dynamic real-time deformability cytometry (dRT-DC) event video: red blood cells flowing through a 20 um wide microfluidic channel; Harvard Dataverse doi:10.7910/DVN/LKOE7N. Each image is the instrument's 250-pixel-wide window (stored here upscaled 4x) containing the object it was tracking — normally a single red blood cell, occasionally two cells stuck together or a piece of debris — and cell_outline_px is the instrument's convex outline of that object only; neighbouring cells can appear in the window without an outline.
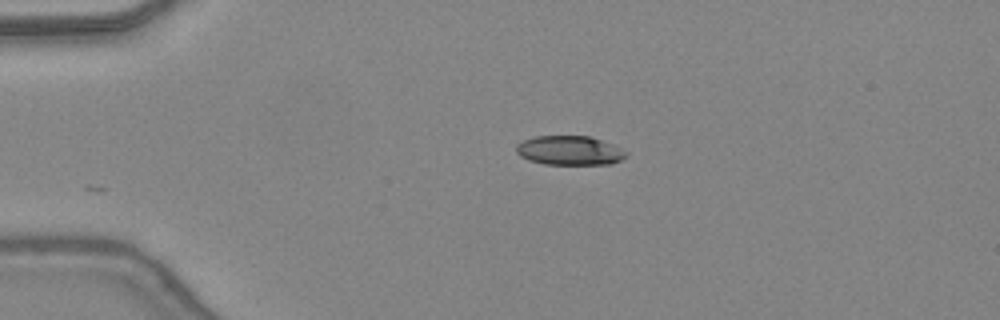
{"species": "common noctule bat (a hibernating species)", "species_latin": "Nyctalus noctula", "temperature_condition": "warm", "stored_images_in_passage": 27, "camera_frame_rate_fps": 3000, "um_per_image_px": 0.085, "animal": {"sex": "female", "body_mass_g": 24.6, "forearm_length_mm": 56.2}, "frame": {"image": 1, "passage_image": 1, "time_ms": 0.0, "image_size_px": [1000, 320], "cell_outline_px": [[628, 156], [612, 164], [544, 164], [528, 160], [520, 156], [516, 152], [516, 144], [520, 140], [532, 136], [588, 136], [612, 144], [628, 152]], "centroid_in_image_um": [48.38, 12.79], "position_along_channel_um": 36.6, "area_um2": 18.9}}
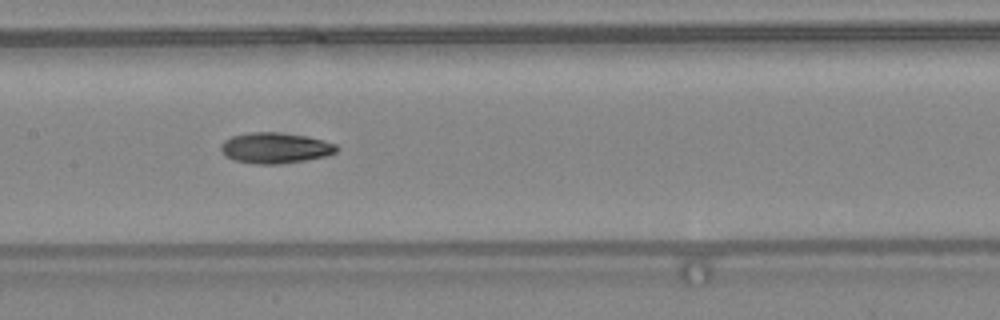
{"frame": {"image": 2, "passage_image": 14, "time_ms": 4.333, "image_size_px": [1000, 320], "cell_outline_px": [[340, 148], [336, 152], [328, 156], [280, 164], [256, 164], [232, 160], [224, 156], [220, 148], [220, 144], [224, 140], [232, 136], [248, 132], [276, 132], [308, 136], [324, 140], [336, 144]], "centroid_in_image_um": [23.39, 12.57], "position_along_channel_um": 184.0, "area_um2": 21.04}}
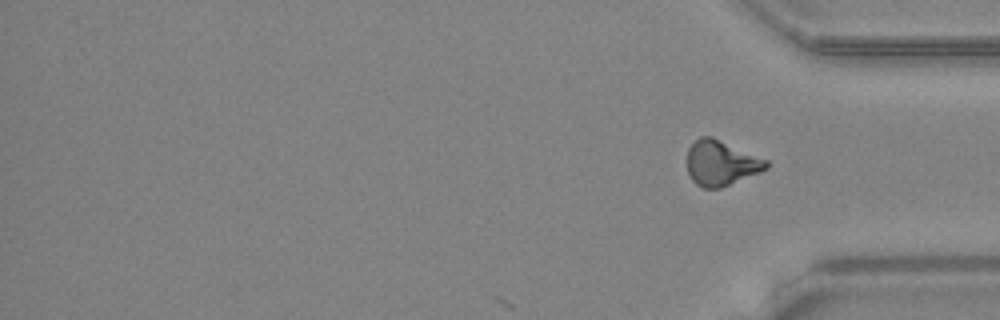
{"frame": {"image": 3, "passage_image": 27, "time_ms": 8.667, "image_size_px": [1000, 320], "cell_outline_px": [[768, 168], [760, 172], [720, 188], [704, 188], [696, 184], [692, 180], [688, 172], [688, 148], [700, 136], [712, 136], [768, 160]], "centroid_in_image_um": [61.29, 13.85], "position_along_channel_um": 373.9, "area_um2": 20.69}, "authors_computed_cell_mechanics": {"area_um2": 19.9988, "velocity_mm_per_s": 4.4336, "shape_relaxation_time_tau1_ms": 4.7129, "shape_relaxation_time_tau2_ms": 5.3572, "deformation_change_tau1": 0.179, "deformation_change_tau2": 0.1419}}